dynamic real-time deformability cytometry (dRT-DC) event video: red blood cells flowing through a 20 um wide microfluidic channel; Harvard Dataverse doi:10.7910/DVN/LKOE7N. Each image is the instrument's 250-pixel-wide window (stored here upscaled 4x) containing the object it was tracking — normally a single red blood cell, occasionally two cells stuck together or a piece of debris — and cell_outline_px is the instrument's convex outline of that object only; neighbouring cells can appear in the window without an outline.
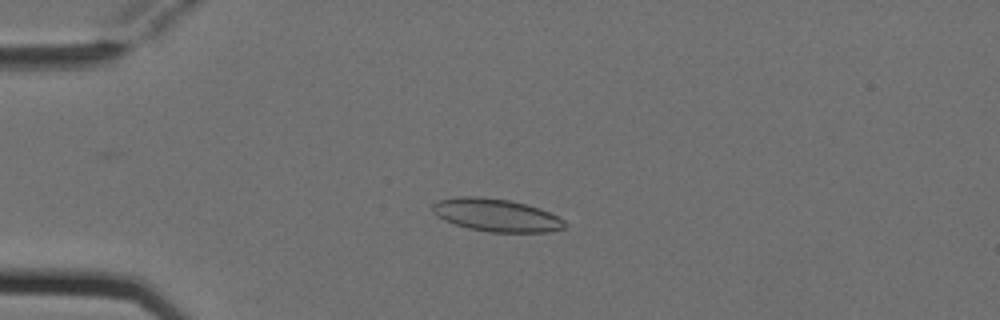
{"species": "Egyptian fruit bat (a non-hibernating species)", "species_latin": "Rousettus aegyptiacus", "temperature_condition": "cold", "stored_images_in_passage": 2, "camera_frame_rate_fps": 3000, "um_per_image_px": 0.085, "animal": {"sex": "female"}, "frame": {"image": 1, "passage_image": 1, "time_ms": 0.0, "image_size_px": [1000, 320], "cell_outline_px": [[568, 224], [564, 228], [548, 232], [488, 232], [468, 228], [444, 220], [436, 216], [432, 212], [432, 204], [440, 200], [460, 196], [480, 196], [508, 200], [540, 208], [564, 220]], "centroid_in_image_um": [42.17, 18.29], "position_along_channel_um": 42.8, "area_um2": 25.2}}